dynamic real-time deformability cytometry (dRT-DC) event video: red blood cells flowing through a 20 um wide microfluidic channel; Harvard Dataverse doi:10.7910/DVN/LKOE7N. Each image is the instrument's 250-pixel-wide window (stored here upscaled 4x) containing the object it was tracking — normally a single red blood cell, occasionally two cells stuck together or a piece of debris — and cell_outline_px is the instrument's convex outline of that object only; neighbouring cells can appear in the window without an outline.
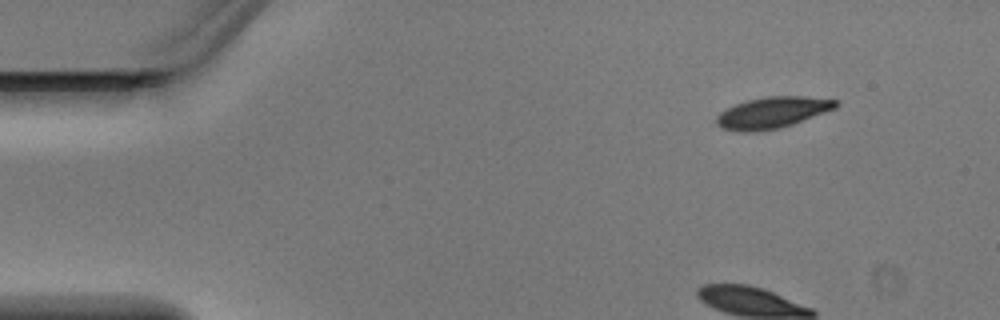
{"species": "Egyptian fruit bat (a non-hibernating species)", "species_latin": "Rousettus aegyptiacus", "temperature_condition": "warm", "stored_images_in_passage": 2, "camera_frame_rate_fps": 3000, "um_per_image_px": 0.085, "animal": {"sex": "male"}, "frame": {"image": 1, "passage_image": 2, "time_ms": 0.333, "image_size_px": [1000, 320], "cell_outline_px": [[840, 104], [836, 108], [792, 124], [780, 128], [752, 132], [740, 132], [720, 128], [716, 124], [716, 116], [720, 112], [736, 104], [748, 100], [768, 96], [804, 96], [836, 100]], "centroid_in_image_um": [65.63, 9.58], "position_along_channel_um": 19.4, "area_um2": 21.68}}